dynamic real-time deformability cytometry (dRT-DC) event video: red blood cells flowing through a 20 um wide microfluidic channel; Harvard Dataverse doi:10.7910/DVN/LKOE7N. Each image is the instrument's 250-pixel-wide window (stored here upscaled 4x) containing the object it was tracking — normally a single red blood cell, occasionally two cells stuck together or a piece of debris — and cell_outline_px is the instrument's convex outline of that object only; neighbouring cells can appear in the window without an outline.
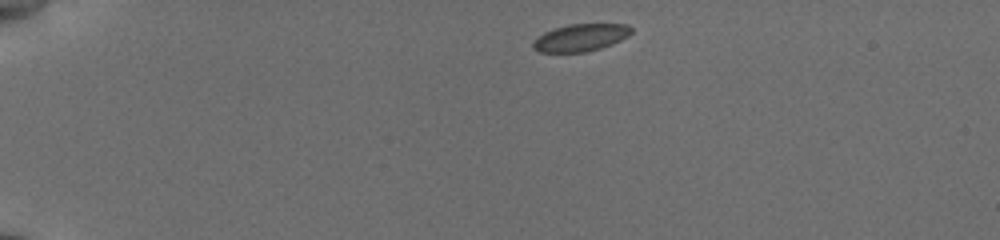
{"species": "common noctule bat (a hibernating species)", "species_latin": "Nyctalus noctula", "temperature_condition": "cold", "stored_images_in_passage": 44, "camera_frame_rate_fps": 3000, "um_per_image_px": 0.085, "animal": {"sex": "female", "body_mass_g": 19.5, "forearm_length_mm": 54.1}, "frame": {"image": 1, "passage_image": 1, "time_ms": 0.0, "image_size_px": [1000, 240], "cell_outline_px": [[632, 32], [628, 36], [612, 44], [600, 48], [584, 52], [540, 52], [532, 48], [532, 44], [536, 36], [544, 32], [568, 24], [628, 24], [632, 28]], "centroid_in_image_um": [49.34, 3.19], "position_along_channel_um": 35.7, "area_um2": 15.66}}
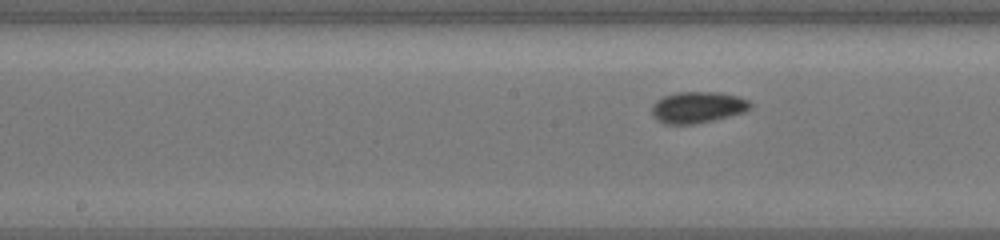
{"frame": {"image": 2, "passage_image": 19, "time_ms": 6.0, "image_size_px": [1000, 240], "cell_outline_px": [[752, 104], [744, 112], [696, 124], [664, 124], [656, 120], [652, 116], [652, 104], [656, 100], [664, 96], [676, 92], [720, 92], [736, 96], [748, 100]], "centroid_in_image_um": [59.24, 9.12], "position_along_channel_um": 189.0, "area_um2": 17.98}}
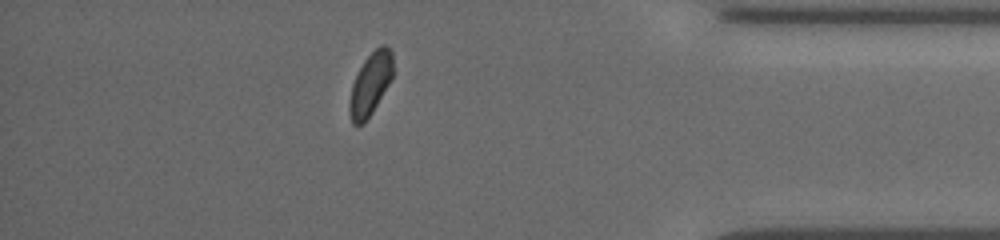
{"frame": {"image": 3, "passage_image": 38, "time_ms": 12.333, "image_size_px": [1000, 240], "cell_outline_px": [[392, 76], [388, 84], [372, 112], [364, 124], [356, 128], [352, 124], [348, 112], [348, 104], [352, 84], [364, 60], [380, 44], [384, 44], [392, 52]], "centroid_in_image_um": [31.44, 7.2], "position_along_channel_um": 403.8, "area_um2": 15.78}, "authors_computed_cell_mechanics": {"area_um2": 16.9065, "velocity_mm_per_s": 3.7952, "shape_relaxation_time_tau1_ms": 2.0281, "shape_relaxation_time_tau2_ms": 4.4155, "deformation_change_tau1": 0.0565, "deformation_change_tau2": 0.0512}}